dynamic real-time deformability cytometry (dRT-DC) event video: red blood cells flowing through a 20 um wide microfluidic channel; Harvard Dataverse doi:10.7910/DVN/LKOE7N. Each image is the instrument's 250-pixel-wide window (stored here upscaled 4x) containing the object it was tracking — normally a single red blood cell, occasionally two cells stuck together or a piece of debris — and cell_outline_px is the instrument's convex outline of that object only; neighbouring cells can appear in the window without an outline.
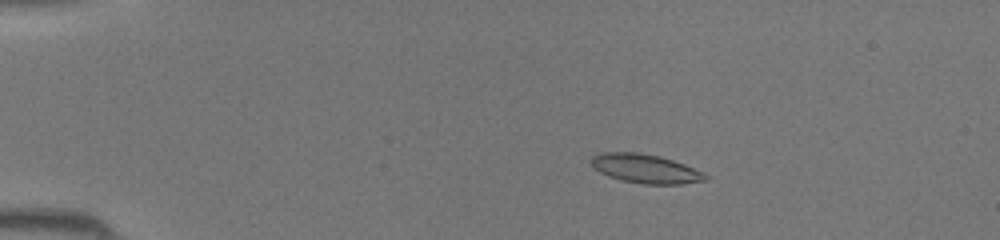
{"species": "common noctule bat (a hibernating species)", "species_latin": "Nyctalus noctula", "temperature_condition": "room temperature", "stored_images_in_passage": 45, "camera_frame_rate_fps": 3000, "um_per_image_px": 0.085, "animal": {"sex": "female", "body_mass_g": 19.5, "forearm_length_mm": 54.1}, "frame": {"image": 1, "passage_image": 9, "time_ms": 2.667, "image_size_px": [1000, 240], "cell_outline_px": [[708, 180], [680, 184], [640, 184], [620, 180], [608, 176], [592, 168], [592, 156], [600, 152], [636, 152], [660, 156], [684, 164], [708, 176]], "centroid_in_image_um": [54.81, 14.34], "position_along_channel_um": 30.2, "area_um2": 19.25}}
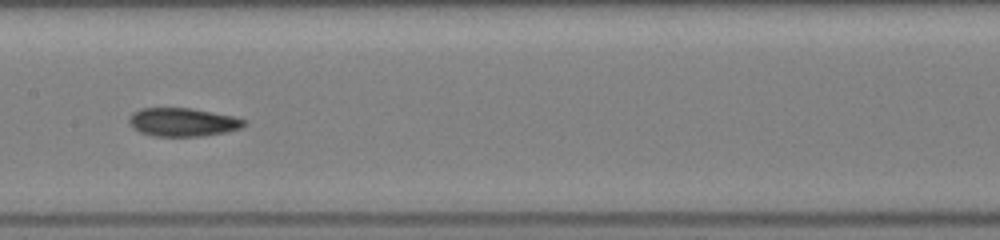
{"frame": {"image": 2, "passage_image": 24, "time_ms": 7.667, "image_size_px": [1000, 240], "cell_outline_px": [[248, 124], [244, 128], [204, 136], [152, 136], [140, 132], [132, 128], [128, 120], [132, 112], [140, 108], [192, 108], [236, 116], [248, 120]], "centroid_in_image_um": [15.59, 10.38], "position_along_channel_um": 191.8, "area_um2": 19.48}}
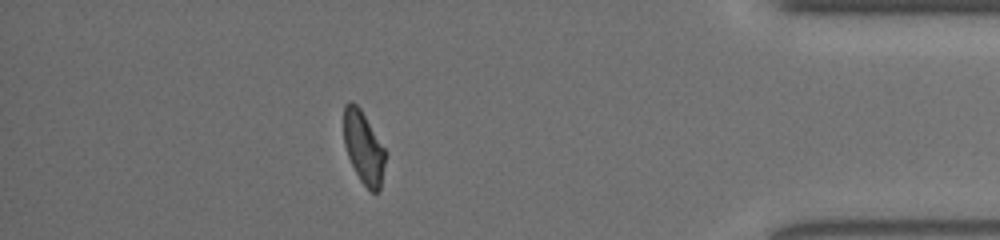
{"frame": {"image": 3, "passage_image": 40, "time_ms": 13.0, "image_size_px": [1000, 240], "cell_outline_px": [[388, 152], [380, 188], [376, 192], [372, 192], [360, 180], [348, 156], [344, 144], [344, 104], [348, 100], [352, 100], [360, 108]], "centroid_in_image_um": [30.92, 12.5], "position_along_channel_um": 404.3, "area_um2": 17.74}}